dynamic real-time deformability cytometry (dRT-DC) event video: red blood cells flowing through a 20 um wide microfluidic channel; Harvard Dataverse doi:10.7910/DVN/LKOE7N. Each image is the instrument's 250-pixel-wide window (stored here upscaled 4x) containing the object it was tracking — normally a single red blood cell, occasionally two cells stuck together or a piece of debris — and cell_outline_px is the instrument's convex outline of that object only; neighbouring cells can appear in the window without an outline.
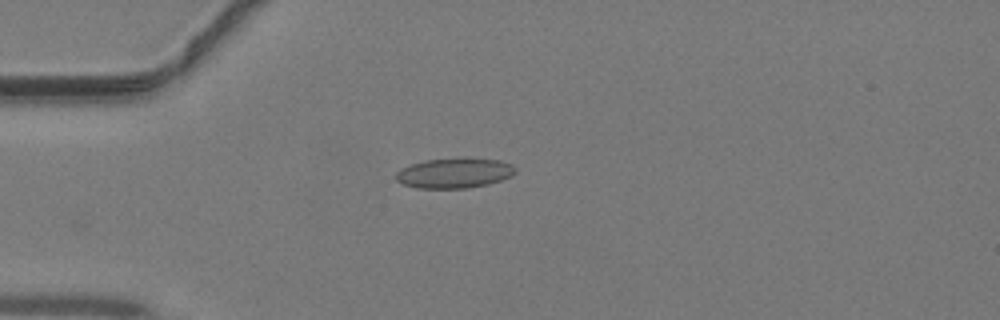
{"species": "common noctule bat (a hibernating species)", "species_latin": "Nyctalus noctula", "temperature_condition": "warm", "stored_images_in_passage": 36, "camera_frame_rate_fps": 3000, "um_per_image_px": 0.085, "animal": {"sex": "male", "body_mass_g": 19.2, "forearm_length_mm": 51.8}, "frame": {"image": 1, "passage_image": 4, "time_ms": 1.0, "image_size_px": [1000, 320], "cell_outline_px": [[516, 172], [512, 176], [488, 184], [468, 188], [416, 188], [400, 184], [396, 180], [396, 172], [400, 168], [424, 160], [464, 156], [500, 160], [512, 164], [516, 168]], "centroid_in_image_um": [38.62, 14.68], "position_along_channel_um": 46.4, "area_um2": 21.56}}
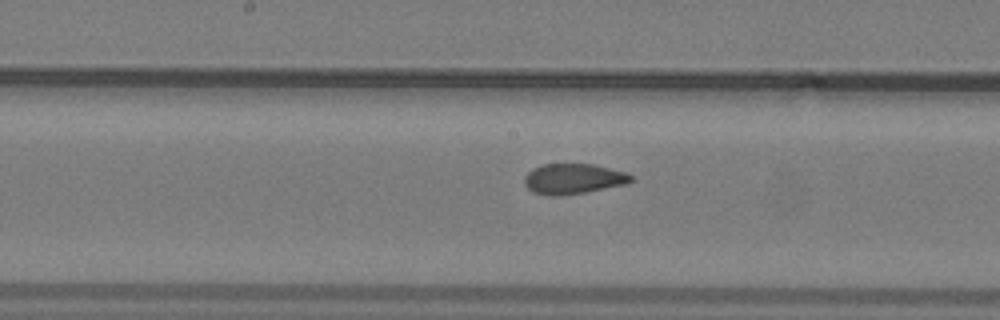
{"frame": {"image": 2, "passage_image": 15, "time_ms": 4.667, "image_size_px": [1000, 320], "cell_outline_px": [[632, 180], [628, 184], [584, 192], [560, 196], [548, 196], [532, 192], [524, 184], [524, 176], [532, 168], [544, 164], [592, 164], [628, 172], [632, 176]], "centroid_in_image_um": [48.72, 15.2], "position_along_channel_um": 199.5, "area_um2": 19.02}}
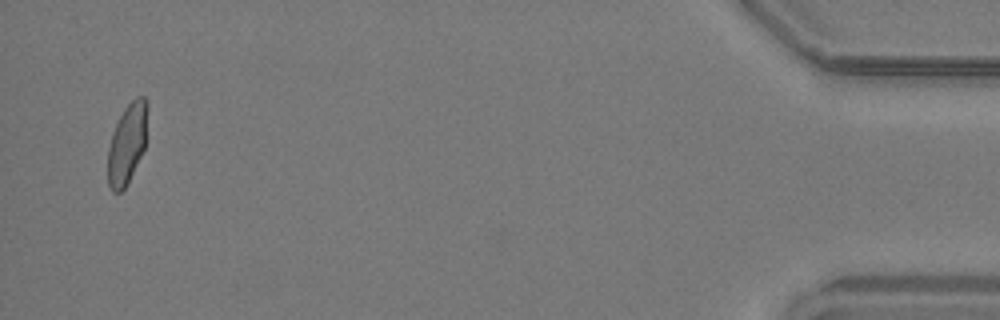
{"frame": {"image": 3, "passage_image": 35, "time_ms": 11.333, "image_size_px": [1000, 320], "cell_outline_px": [[148, 108], [144, 148], [124, 188], [120, 192], [112, 192], [108, 184], [108, 148], [112, 132], [124, 108], [136, 96], [144, 96], [148, 100]], "centroid_in_image_um": [10.8, 12.15], "position_along_channel_um": 424.4, "area_um2": 18.32}}